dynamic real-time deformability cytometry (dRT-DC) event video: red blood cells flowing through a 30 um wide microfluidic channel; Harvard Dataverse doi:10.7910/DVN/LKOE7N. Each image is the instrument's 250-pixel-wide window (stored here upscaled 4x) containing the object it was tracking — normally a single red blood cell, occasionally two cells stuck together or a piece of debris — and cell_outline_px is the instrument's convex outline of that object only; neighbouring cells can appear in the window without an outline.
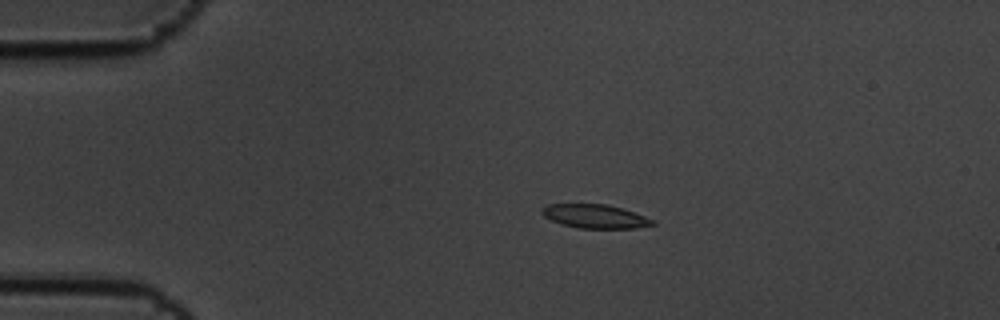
{"species": "common noctule bat (a hibernating species)", "species_latin": "Nyctalus noctula", "temperature_condition": "cold", "stored_images_in_passage": 7, "camera_frame_rate_fps": 3000, "um_per_image_px": 0.085, "animal": {"sex": "male", "body_mass_g": 19.5, "forearm_length_mm": 54.6}, "frame": {"image": 1, "passage_image": 1, "time_ms": 0.0, "image_size_px": [1000, 320], "cell_outline_px": [[656, 224], [636, 228], [576, 228], [552, 220], [544, 216], [540, 212], [548, 204], [608, 204], [624, 208], [656, 220]], "centroid_in_image_um": [50.65, 18.38], "position_along_channel_um": 34.4, "area_um2": 15.37}}
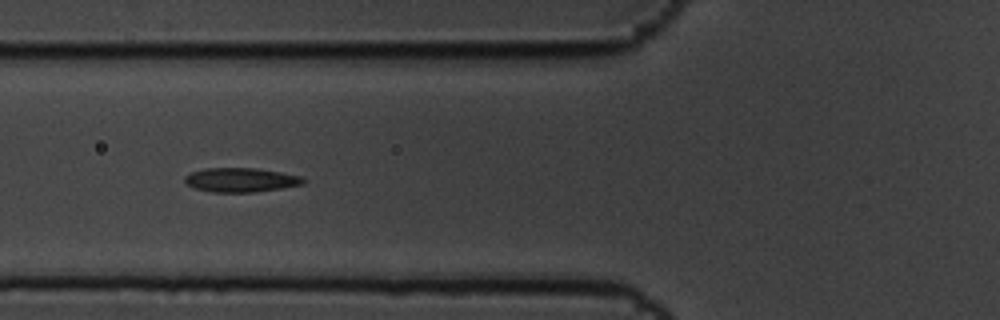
{"frame": {"image": 2, "passage_image": 4, "time_ms": 1.0, "image_size_px": [1000, 320], "cell_outline_px": [[304, 184], [256, 192], [212, 192], [192, 188], [184, 180], [184, 176], [192, 172], [204, 168], [256, 168], [280, 172], [300, 176], [304, 180]], "centroid_in_image_um": [20.43, 15.29], "position_along_channel_um": 105.4, "area_um2": 16.65}}
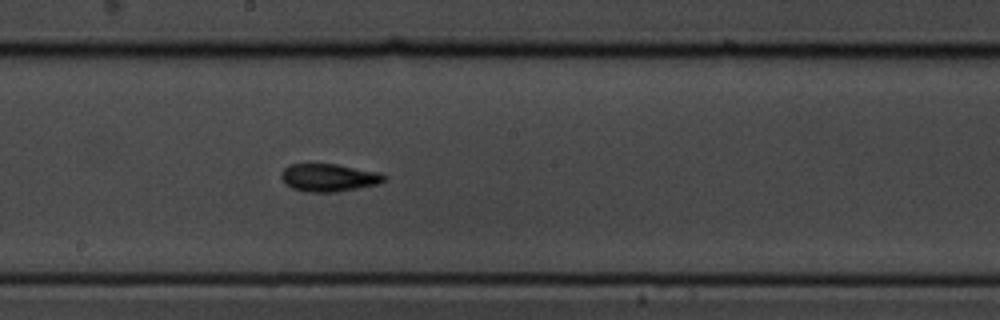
{"frame": {"image": 3, "passage_image": 7, "time_ms": 2.0, "image_size_px": [1000, 320], "cell_outline_px": [[388, 176], [380, 184], [336, 192], [308, 192], [292, 188], [280, 176], [280, 172], [288, 164], [336, 164], [380, 172]], "centroid_in_image_um": [27.98, 15.09], "position_along_channel_um": 220.2, "area_um2": 16.7}}